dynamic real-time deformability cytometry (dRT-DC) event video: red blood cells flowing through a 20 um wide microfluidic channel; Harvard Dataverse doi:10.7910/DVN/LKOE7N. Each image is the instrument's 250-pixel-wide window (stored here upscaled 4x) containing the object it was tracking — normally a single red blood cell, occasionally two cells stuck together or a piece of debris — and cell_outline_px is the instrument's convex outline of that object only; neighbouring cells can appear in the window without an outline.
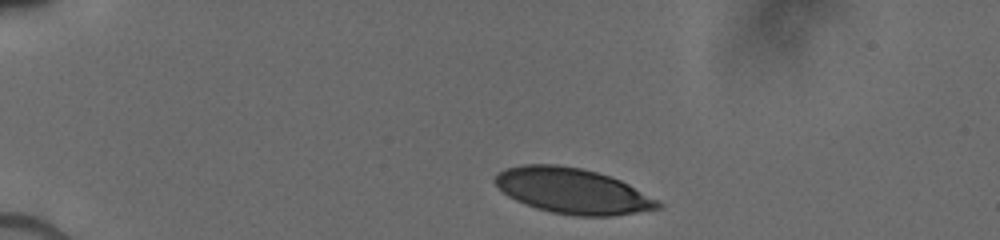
{"species": "human", "species_latin": "Homo sapiens", "temperature_condition": "cold", "stored_images_in_passage": 22, "camera_frame_rate_fps": 3000, "um_per_image_px": 0.085, "donor": {"sex": "male"}, "frame": {"image": 1, "passage_image": 1, "time_ms": 0.0, "image_size_px": [1000, 240], "cell_outline_px": [[664, 208], [612, 216], [576, 216], [552, 212], [536, 208], [524, 204], [508, 196], [492, 180], [504, 168], [524, 164], [556, 164], [580, 168], [596, 172], [620, 180], [628, 184], [664, 204]], "centroid_in_image_um": [48.67, 16.23], "position_along_channel_um": 36.3, "area_um2": 43.0}}
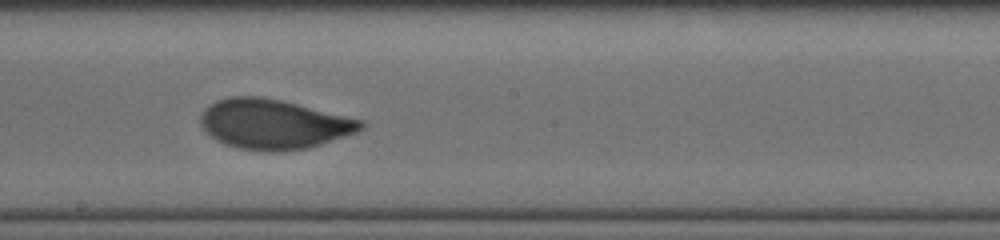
{"frame": {"image": 2, "passage_image": 10, "time_ms": 6.333, "image_size_px": [1000, 240], "cell_outline_px": [[364, 128], [356, 132], [308, 148], [280, 152], [264, 152], [240, 148], [224, 144], [216, 140], [204, 132], [200, 124], [200, 116], [204, 108], [216, 100], [232, 96], [260, 96], [280, 100], [364, 120]], "centroid_in_image_um": [23.21, 10.56], "position_along_channel_um": 225.0, "area_um2": 46.64}}
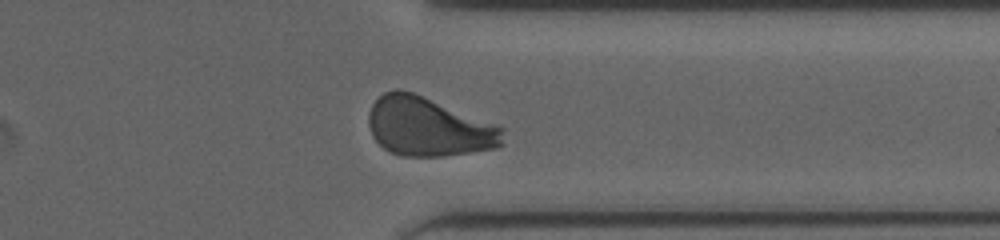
{"frame": {"image": 3, "passage_image": 19, "time_ms": 10.0, "image_size_px": [1000, 240], "cell_outline_px": [[504, 144], [496, 148], [444, 156], [404, 156], [392, 152], [384, 148], [372, 136], [368, 124], [368, 112], [372, 104], [384, 92], [396, 88], [400, 88], [412, 92], [504, 128]], "centroid_in_image_um": [36.39, 10.78], "position_along_channel_um": 375.0, "area_um2": 45.84}}